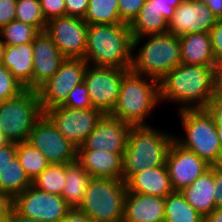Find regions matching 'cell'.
Listing matches in <instances>:
<instances>
[{
	"label": "cell",
	"instance_id": "4316f807",
	"mask_svg": "<svg viewBox=\"0 0 222 222\" xmlns=\"http://www.w3.org/2000/svg\"><path fill=\"white\" fill-rule=\"evenodd\" d=\"M164 222H204V217L180 191H173L164 198Z\"/></svg>",
	"mask_w": 222,
	"mask_h": 222
},
{
	"label": "cell",
	"instance_id": "c3c4849f",
	"mask_svg": "<svg viewBox=\"0 0 222 222\" xmlns=\"http://www.w3.org/2000/svg\"><path fill=\"white\" fill-rule=\"evenodd\" d=\"M215 78H216V94L222 96V62L216 64Z\"/></svg>",
	"mask_w": 222,
	"mask_h": 222
},
{
	"label": "cell",
	"instance_id": "f1b7e54d",
	"mask_svg": "<svg viewBox=\"0 0 222 222\" xmlns=\"http://www.w3.org/2000/svg\"><path fill=\"white\" fill-rule=\"evenodd\" d=\"M83 20L88 25L123 23L119 16L118 0H89V6Z\"/></svg>",
	"mask_w": 222,
	"mask_h": 222
},
{
	"label": "cell",
	"instance_id": "b9f144b4",
	"mask_svg": "<svg viewBox=\"0 0 222 222\" xmlns=\"http://www.w3.org/2000/svg\"><path fill=\"white\" fill-rule=\"evenodd\" d=\"M183 0H158L159 12L163 13L164 19L169 23L172 19L176 8Z\"/></svg>",
	"mask_w": 222,
	"mask_h": 222
},
{
	"label": "cell",
	"instance_id": "7bdbcfd3",
	"mask_svg": "<svg viewBox=\"0 0 222 222\" xmlns=\"http://www.w3.org/2000/svg\"><path fill=\"white\" fill-rule=\"evenodd\" d=\"M17 143L10 142L5 146L0 147V171L16 157Z\"/></svg>",
	"mask_w": 222,
	"mask_h": 222
},
{
	"label": "cell",
	"instance_id": "e575fe53",
	"mask_svg": "<svg viewBox=\"0 0 222 222\" xmlns=\"http://www.w3.org/2000/svg\"><path fill=\"white\" fill-rule=\"evenodd\" d=\"M62 106L72 109H88L93 108L89 98L87 86L84 83H80L69 93L68 98L62 104Z\"/></svg>",
	"mask_w": 222,
	"mask_h": 222
},
{
	"label": "cell",
	"instance_id": "3957f363",
	"mask_svg": "<svg viewBox=\"0 0 222 222\" xmlns=\"http://www.w3.org/2000/svg\"><path fill=\"white\" fill-rule=\"evenodd\" d=\"M152 126H132L123 154V181L145 169L166 166L175 135Z\"/></svg>",
	"mask_w": 222,
	"mask_h": 222
},
{
	"label": "cell",
	"instance_id": "ee69618b",
	"mask_svg": "<svg viewBox=\"0 0 222 222\" xmlns=\"http://www.w3.org/2000/svg\"><path fill=\"white\" fill-rule=\"evenodd\" d=\"M214 185L216 208H222V165L214 166Z\"/></svg>",
	"mask_w": 222,
	"mask_h": 222
},
{
	"label": "cell",
	"instance_id": "1f68e13d",
	"mask_svg": "<svg viewBox=\"0 0 222 222\" xmlns=\"http://www.w3.org/2000/svg\"><path fill=\"white\" fill-rule=\"evenodd\" d=\"M40 32L29 24L14 20L0 29V38L9 46L33 42Z\"/></svg>",
	"mask_w": 222,
	"mask_h": 222
},
{
	"label": "cell",
	"instance_id": "f907efd6",
	"mask_svg": "<svg viewBox=\"0 0 222 222\" xmlns=\"http://www.w3.org/2000/svg\"><path fill=\"white\" fill-rule=\"evenodd\" d=\"M204 222H222V208H216L204 217Z\"/></svg>",
	"mask_w": 222,
	"mask_h": 222
},
{
	"label": "cell",
	"instance_id": "4dcf8cb0",
	"mask_svg": "<svg viewBox=\"0 0 222 222\" xmlns=\"http://www.w3.org/2000/svg\"><path fill=\"white\" fill-rule=\"evenodd\" d=\"M66 164H49L46 169L38 175L32 185L37 189L61 196L65 186Z\"/></svg>",
	"mask_w": 222,
	"mask_h": 222
},
{
	"label": "cell",
	"instance_id": "8fae6325",
	"mask_svg": "<svg viewBox=\"0 0 222 222\" xmlns=\"http://www.w3.org/2000/svg\"><path fill=\"white\" fill-rule=\"evenodd\" d=\"M12 208L21 216L39 222H61L71 209L62 196L30 185L13 199Z\"/></svg>",
	"mask_w": 222,
	"mask_h": 222
},
{
	"label": "cell",
	"instance_id": "d590c367",
	"mask_svg": "<svg viewBox=\"0 0 222 222\" xmlns=\"http://www.w3.org/2000/svg\"><path fill=\"white\" fill-rule=\"evenodd\" d=\"M145 2L146 0H118L120 20L130 25Z\"/></svg>",
	"mask_w": 222,
	"mask_h": 222
},
{
	"label": "cell",
	"instance_id": "f35d334b",
	"mask_svg": "<svg viewBox=\"0 0 222 222\" xmlns=\"http://www.w3.org/2000/svg\"><path fill=\"white\" fill-rule=\"evenodd\" d=\"M210 39L216 64L222 62V19L210 30Z\"/></svg>",
	"mask_w": 222,
	"mask_h": 222
},
{
	"label": "cell",
	"instance_id": "4fadbf2b",
	"mask_svg": "<svg viewBox=\"0 0 222 222\" xmlns=\"http://www.w3.org/2000/svg\"><path fill=\"white\" fill-rule=\"evenodd\" d=\"M127 69L88 65L84 74L92 106L110 114L116 106L120 85Z\"/></svg>",
	"mask_w": 222,
	"mask_h": 222
},
{
	"label": "cell",
	"instance_id": "d4e9b609",
	"mask_svg": "<svg viewBox=\"0 0 222 222\" xmlns=\"http://www.w3.org/2000/svg\"><path fill=\"white\" fill-rule=\"evenodd\" d=\"M133 38L146 35L165 34L168 23L159 12L158 0H146L137 17L129 25Z\"/></svg>",
	"mask_w": 222,
	"mask_h": 222
},
{
	"label": "cell",
	"instance_id": "7402d4cb",
	"mask_svg": "<svg viewBox=\"0 0 222 222\" xmlns=\"http://www.w3.org/2000/svg\"><path fill=\"white\" fill-rule=\"evenodd\" d=\"M214 166L180 192L186 201L203 217L216 209Z\"/></svg>",
	"mask_w": 222,
	"mask_h": 222
},
{
	"label": "cell",
	"instance_id": "816d5d0a",
	"mask_svg": "<svg viewBox=\"0 0 222 222\" xmlns=\"http://www.w3.org/2000/svg\"><path fill=\"white\" fill-rule=\"evenodd\" d=\"M5 43L0 38V65L3 63L4 53H5Z\"/></svg>",
	"mask_w": 222,
	"mask_h": 222
},
{
	"label": "cell",
	"instance_id": "44dd1931",
	"mask_svg": "<svg viewBox=\"0 0 222 222\" xmlns=\"http://www.w3.org/2000/svg\"><path fill=\"white\" fill-rule=\"evenodd\" d=\"M125 182L127 193L165 198L174 191L166 166L145 169L142 172L132 174Z\"/></svg>",
	"mask_w": 222,
	"mask_h": 222
},
{
	"label": "cell",
	"instance_id": "603a6c76",
	"mask_svg": "<svg viewBox=\"0 0 222 222\" xmlns=\"http://www.w3.org/2000/svg\"><path fill=\"white\" fill-rule=\"evenodd\" d=\"M181 63L216 66L209 33H189L179 36Z\"/></svg>",
	"mask_w": 222,
	"mask_h": 222
},
{
	"label": "cell",
	"instance_id": "ab89813d",
	"mask_svg": "<svg viewBox=\"0 0 222 222\" xmlns=\"http://www.w3.org/2000/svg\"><path fill=\"white\" fill-rule=\"evenodd\" d=\"M16 20V0H0V29Z\"/></svg>",
	"mask_w": 222,
	"mask_h": 222
},
{
	"label": "cell",
	"instance_id": "83f0119b",
	"mask_svg": "<svg viewBox=\"0 0 222 222\" xmlns=\"http://www.w3.org/2000/svg\"><path fill=\"white\" fill-rule=\"evenodd\" d=\"M30 185H32V181L26 175L17 156L0 171V191L11 199H14Z\"/></svg>",
	"mask_w": 222,
	"mask_h": 222
},
{
	"label": "cell",
	"instance_id": "bcb514c9",
	"mask_svg": "<svg viewBox=\"0 0 222 222\" xmlns=\"http://www.w3.org/2000/svg\"><path fill=\"white\" fill-rule=\"evenodd\" d=\"M61 222H93L89 216L78 208L70 209Z\"/></svg>",
	"mask_w": 222,
	"mask_h": 222
},
{
	"label": "cell",
	"instance_id": "d6a6232c",
	"mask_svg": "<svg viewBox=\"0 0 222 222\" xmlns=\"http://www.w3.org/2000/svg\"><path fill=\"white\" fill-rule=\"evenodd\" d=\"M16 20L34 26L39 32H44L47 24L39 0H16Z\"/></svg>",
	"mask_w": 222,
	"mask_h": 222
},
{
	"label": "cell",
	"instance_id": "9c48e42d",
	"mask_svg": "<svg viewBox=\"0 0 222 222\" xmlns=\"http://www.w3.org/2000/svg\"><path fill=\"white\" fill-rule=\"evenodd\" d=\"M87 67L84 59L65 58L54 75L37 89L43 113L66 101L75 86L84 81Z\"/></svg>",
	"mask_w": 222,
	"mask_h": 222
},
{
	"label": "cell",
	"instance_id": "ffe728a7",
	"mask_svg": "<svg viewBox=\"0 0 222 222\" xmlns=\"http://www.w3.org/2000/svg\"><path fill=\"white\" fill-rule=\"evenodd\" d=\"M123 222H164V198L126 193Z\"/></svg>",
	"mask_w": 222,
	"mask_h": 222
},
{
	"label": "cell",
	"instance_id": "ac0fdd59",
	"mask_svg": "<svg viewBox=\"0 0 222 222\" xmlns=\"http://www.w3.org/2000/svg\"><path fill=\"white\" fill-rule=\"evenodd\" d=\"M64 60L48 34L40 32L33 41L32 90H37L51 78Z\"/></svg>",
	"mask_w": 222,
	"mask_h": 222
},
{
	"label": "cell",
	"instance_id": "f6af8a7d",
	"mask_svg": "<svg viewBox=\"0 0 222 222\" xmlns=\"http://www.w3.org/2000/svg\"><path fill=\"white\" fill-rule=\"evenodd\" d=\"M13 199L0 191V222H7V218L12 209Z\"/></svg>",
	"mask_w": 222,
	"mask_h": 222
},
{
	"label": "cell",
	"instance_id": "30bf717a",
	"mask_svg": "<svg viewBox=\"0 0 222 222\" xmlns=\"http://www.w3.org/2000/svg\"><path fill=\"white\" fill-rule=\"evenodd\" d=\"M58 131L74 146L79 148L96 128L104 113L97 108L72 109L62 105L44 112Z\"/></svg>",
	"mask_w": 222,
	"mask_h": 222
},
{
	"label": "cell",
	"instance_id": "681fc988",
	"mask_svg": "<svg viewBox=\"0 0 222 222\" xmlns=\"http://www.w3.org/2000/svg\"><path fill=\"white\" fill-rule=\"evenodd\" d=\"M7 222H39L31 218H26L19 215L13 208L11 209Z\"/></svg>",
	"mask_w": 222,
	"mask_h": 222
},
{
	"label": "cell",
	"instance_id": "e0dca14e",
	"mask_svg": "<svg viewBox=\"0 0 222 222\" xmlns=\"http://www.w3.org/2000/svg\"><path fill=\"white\" fill-rule=\"evenodd\" d=\"M218 18L206 5L183 0L168 23V32L181 36L189 33H210Z\"/></svg>",
	"mask_w": 222,
	"mask_h": 222
},
{
	"label": "cell",
	"instance_id": "7a4b0ae2",
	"mask_svg": "<svg viewBox=\"0 0 222 222\" xmlns=\"http://www.w3.org/2000/svg\"><path fill=\"white\" fill-rule=\"evenodd\" d=\"M84 60L88 65L131 69L133 37L126 23L88 25Z\"/></svg>",
	"mask_w": 222,
	"mask_h": 222
},
{
	"label": "cell",
	"instance_id": "484cf974",
	"mask_svg": "<svg viewBox=\"0 0 222 222\" xmlns=\"http://www.w3.org/2000/svg\"><path fill=\"white\" fill-rule=\"evenodd\" d=\"M91 179L92 177L77 161L66 164V184L61 196L71 209L79 208Z\"/></svg>",
	"mask_w": 222,
	"mask_h": 222
},
{
	"label": "cell",
	"instance_id": "cb8c5ba5",
	"mask_svg": "<svg viewBox=\"0 0 222 222\" xmlns=\"http://www.w3.org/2000/svg\"><path fill=\"white\" fill-rule=\"evenodd\" d=\"M2 65L5 66L26 89L32 90L33 42L17 46L6 45Z\"/></svg>",
	"mask_w": 222,
	"mask_h": 222
},
{
	"label": "cell",
	"instance_id": "7c38bea8",
	"mask_svg": "<svg viewBox=\"0 0 222 222\" xmlns=\"http://www.w3.org/2000/svg\"><path fill=\"white\" fill-rule=\"evenodd\" d=\"M50 164H69L77 161V147L68 141L43 114L34 124L27 140Z\"/></svg>",
	"mask_w": 222,
	"mask_h": 222
},
{
	"label": "cell",
	"instance_id": "ba28073f",
	"mask_svg": "<svg viewBox=\"0 0 222 222\" xmlns=\"http://www.w3.org/2000/svg\"><path fill=\"white\" fill-rule=\"evenodd\" d=\"M43 114L37 90L26 89L17 97L0 102V131L9 142H25Z\"/></svg>",
	"mask_w": 222,
	"mask_h": 222
},
{
	"label": "cell",
	"instance_id": "8d00e7d4",
	"mask_svg": "<svg viewBox=\"0 0 222 222\" xmlns=\"http://www.w3.org/2000/svg\"><path fill=\"white\" fill-rule=\"evenodd\" d=\"M46 21L66 16L65 0H39Z\"/></svg>",
	"mask_w": 222,
	"mask_h": 222
},
{
	"label": "cell",
	"instance_id": "6da1fadb",
	"mask_svg": "<svg viewBox=\"0 0 222 222\" xmlns=\"http://www.w3.org/2000/svg\"><path fill=\"white\" fill-rule=\"evenodd\" d=\"M215 67L179 64L159 82L160 102L178 103V111L206 109L216 95Z\"/></svg>",
	"mask_w": 222,
	"mask_h": 222
},
{
	"label": "cell",
	"instance_id": "9a60e30c",
	"mask_svg": "<svg viewBox=\"0 0 222 222\" xmlns=\"http://www.w3.org/2000/svg\"><path fill=\"white\" fill-rule=\"evenodd\" d=\"M166 167L173 190L181 191L207 172L211 165L174 140L169 149Z\"/></svg>",
	"mask_w": 222,
	"mask_h": 222
},
{
	"label": "cell",
	"instance_id": "5b68a950",
	"mask_svg": "<svg viewBox=\"0 0 222 222\" xmlns=\"http://www.w3.org/2000/svg\"><path fill=\"white\" fill-rule=\"evenodd\" d=\"M146 38L149 39L140 46ZM132 54L131 70L160 82L169 71L181 64L179 36L167 32L133 38Z\"/></svg>",
	"mask_w": 222,
	"mask_h": 222
},
{
	"label": "cell",
	"instance_id": "d6986e66",
	"mask_svg": "<svg viewBox=\"0 0 222 222\" xmlns=\"http://www.w3.org/2000/svg\"><path fill=\"white\" fill-rule=\"evenodd\" d=\"M77 162L92 178L123 179V154L103 150H77Z\"/></svg>",
	"mask_w": 222,
	"mask_h": 222
},
{
	"label": "cell",
	"instance_id": "f5cc1de1",
	"mask_svg": "<svg viewBox=\"0 0 222 222\" xmlns=\"http://www.w3.org/2000/svg\"><path fill=\"white\" fill-rule=\"evenodd\" d=\"M10 143L6 136L0 131V147L5 146L6 144Z\"/></svg>",
	"mask_w": 222,
	"mask_h": 222
},
{
	"label": "cell",
	"instance_id": "f546056e",
	"mask_svg": "<svg viewBox=\"0 0 222 222\" xmlns=\"http://www.w3.org/2000/svg\"><path fill=\"white\" fill-rule=\"evenodd\" d=\"M16 156L31 181L50 164L44 155L27 141L17 143Z\"/></svg>",
	"mask_w": 222,
	"mask_h": 222
},
{
	"label": "cell",
	"instance_id": "74e56055",
	"mask_svg": "<svg viewBox=\"0 0 222 222\" xmlns=\"http://www.w3.org/2000/svg\"><path fill=\"white\" fill-rule=\"evenodd\" d=\"M206 109L212 115L215 121L217 135L220 139V144L222 147V96L216 94L210 100Z\"/></svg>",
	"mask_w": 222,
	"mask_h": 222
},
{
	"label": "cell",
	"instance_id": "2e32d148",
	"mask_svg": "<svg viewBox=\"0 0 222 222\" xmlns=\"http://www.w3.org/2000/svg\"><path fill=\"white\" fill-rule=\"evenodd\" d=\"M132 126L111 114H104L77 150H103L113 154H124Z\"/></svg>",
	"mask_w": 222,
	"mask_h": 222
},
{
	"label": "cell",
	"instance_id": "8992f818",
	"mask_svg": "<svg viewBox=\"0 0 222 222\" xmlns=\"http://www.w3.org/2000/svg\"><path fill=\"white\" fill-rule=\"evenodd\" d=\"M178 115L185 135H175V141L211 166L222 165L220 139L215 121L207 109H185L179 111Z\"/></svg>",
	"mask_w": 222,
	"mask_h": 222
},
{
	"label": "cell",
	"instance_id": "5bb4252c",
	"mask_svg": "<svg viewBox=\"0 0 222 222\" xmlns=\"http://www.w3.org/2000/svg\"><path fill=\"white\" fill-rule=\"evenodd\" d=\"M88 24L78 17L63 16L47 21L45 32L65 58L84 59Z\"/></svg>",
	"mask_w": 222,
	"mask_h": 222
},
{
	"label": "cell",
	"instance_id": "836d02e7",
	"mask_svg": "<svg viewBox=\"0 0 222 222\" xmlns=\"http://www.w3.org/2000/svg\"><path fill=\"white\" fill-rule=\"evenodd\" d=\"M26 88L3 65H0V102L17 97Z\"/></svg>",
	"mask_w": 222,
	"mask_h": 222
},
{
	"label": "cell",
	"instance_id": "7dc6e473",
	"mask_svg": "<svg viewBox=\"0 0 222 222\" xmlns=\"http://www.w3.org/2000/svg\"><path fill=\"white\" fill-rule=\"evenodd\" d=\"M195 2H201L210 9L213 14L218 18L222 19V0H192Z\"/></svg>",
	"mask_w": 222,
	"mask_h": 222
},
{
	"label": "cell",
	"instance_id": "60d3db41",
	"mask_svg": "<svg viewBox=\"0 0 222 222\" xmlns=\"http://www.w3.org/2000/svg\"><path fill=\"white\" fill-rule=\"evenodd\" d=\"M89 0H65L66 16L84 18Z\"/></svg>",
	"mask_w": 222,
	"mask_h": 222
},
{
	"label": "cell",
	"instance_id": "277c9868",
	"mask_svg": "<svg viewBox=\"0 0 222 222\" xmlns=\"http://www.w3.org/2000/svg\"><path fill=\"white\" fill-rule=\"evenodd\" d=\"M159 102V82L130 69L124 74L116 106L110 114L133 126L150 125L146 119Z\"/></svg>",
	"mask_w": 222,
	"mask_h": 222
},
{
	"label": "cell",
	"instance_id": "52a82bcc",
	"mask_svg": "<svg viewBox=\"0 0 222 222\" xmlns=\"http://www.w3.org/2000/svg\"><path fill=\"white\" fill-rule=\"evenodd\" d=\"M126 193L123 179L92 178L78 209L93 222H123Z\"/></svg>",
	"mask_w": 222,
	"mask_h": 222
}]
</instances>
